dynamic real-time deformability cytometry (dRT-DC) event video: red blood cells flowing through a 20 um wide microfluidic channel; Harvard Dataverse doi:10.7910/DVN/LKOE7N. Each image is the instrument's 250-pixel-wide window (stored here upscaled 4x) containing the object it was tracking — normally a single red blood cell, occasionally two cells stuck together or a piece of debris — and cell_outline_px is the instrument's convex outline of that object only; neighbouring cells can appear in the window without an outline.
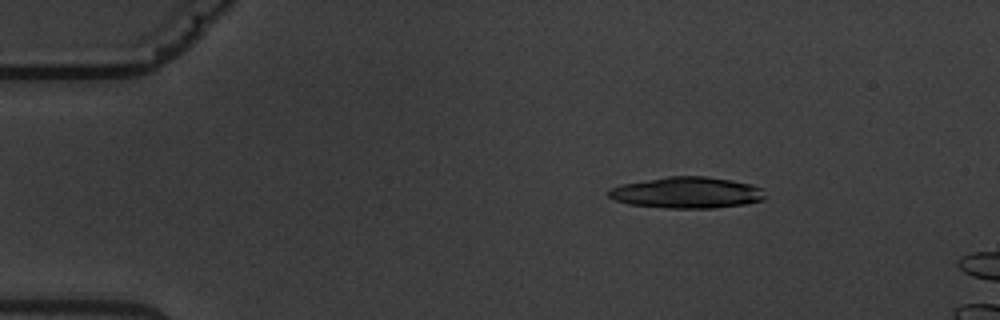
{"species": "common noctule bat (a hibernating species)", "species_latin": "Nyctalus noctula", "temperature_condition": "warm", "stored_images_in_passage": 5, "camera_frame_rate_fps": 3000, "um_per_image_px": 0.085, "animal": {"sex": "male", "body_mass_g": 19.5, "forearm_length_mm": 54.6}, "frame": {"image": 1, "passage_image": 2, "time_ms": 1.0, "image_size_px": [1000, 320], "cell_outline_px": [[764, 200], [748, 204], [716, 208], [664, 208], [628, 204], [616, 200], [608, 196], [608, 188], [624, 184], [668, 176], [708, 176], [732, 180], [752, 184], [764, 188]], "centroid_in_image_um": [58.44, 16.38], "position_along_channel_um": 26.6, "area_um2": 28.78}}